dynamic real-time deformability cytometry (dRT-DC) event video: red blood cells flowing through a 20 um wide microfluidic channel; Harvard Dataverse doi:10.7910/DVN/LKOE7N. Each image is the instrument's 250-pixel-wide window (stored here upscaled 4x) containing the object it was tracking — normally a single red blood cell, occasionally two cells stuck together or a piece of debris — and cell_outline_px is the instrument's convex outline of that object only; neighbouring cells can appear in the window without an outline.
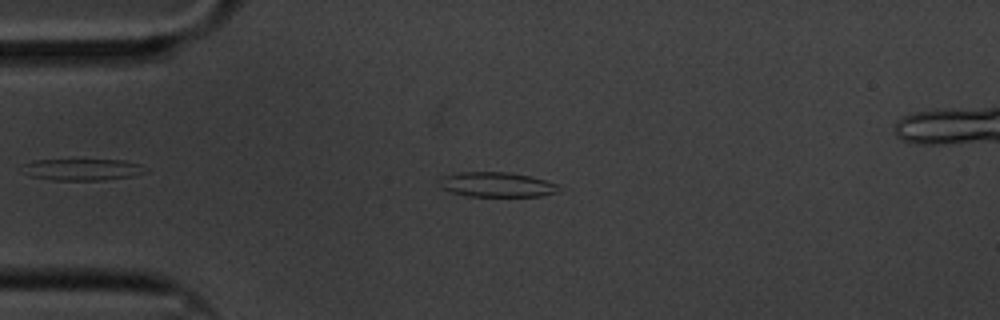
{"species": "common noctule bat (a hibernating species)", "species_latin": "Nyctalus noctula", "temperature_condition": "cold", "stored_images_in_passage": 47, "segment_of_instrument_passage": [1, 2], "camera_frame_rate_fps": 3000, "um_per_image_px": 0.085, "animal": {"sex": "male", "body_mass_g": 20.1, "forearm_length_mm": 53.5}, "frame": {"image": 1, "passage_image": 1, "time_ms": 0.0, "image_size_px": [1000, 320], "cell_outline_px": [[560, 188], [556, 192], [544, 196], [468, 196], [452, 192], [444, 188], [440, 180], [444, 176], [456, 172], [508, 172], [532, 176], [560, 184]], "centroid_in_image_um": [42.31, 15.68], "position_along_channel_um": 42.7, "area_um2": 17.22}}
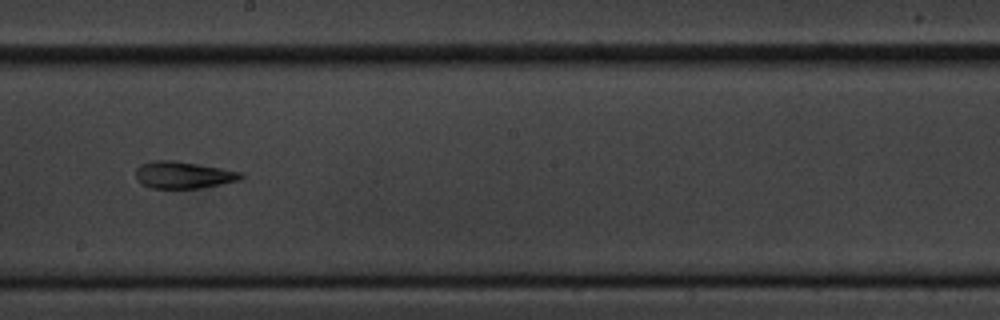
{"frame": {"image": 2, "passage_image": 20, "time_ms": 6.333, "image_size_px": [1000, 320], "cell_outline_px": [[244, 176], [240, 180], [200, 188], [152, 188], [136, 180], [136, 168], [140, 164], [152, 160], [172, 160], [244, 172]], "centroid_in_image_um": [15.57, 14.86], "position_along_channel_um": 232.6, "area_um2": 16.47}}
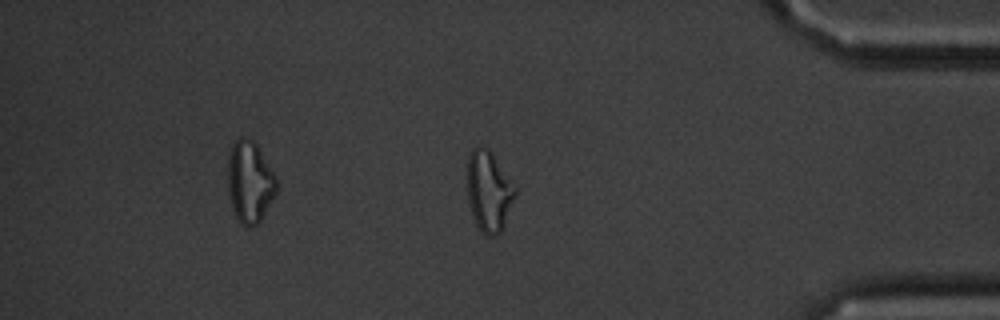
{"frame": {"image": 3, "passage_image": 37, "time_ms": 12.0, "image_size_px": [1000, 320], "cell_outline_px": [[516, 196], [504, 224], [500, 232], [496, 236], [488, 236], [480, 232], [472, 216], [468, 200], [468, 156], [472, 148], [480, 144], [488, 148], [492, 152], [516, 184]], "centroid_in_image_um": [41.57, 16.22], "position_along_channel_um": 393.6, "area_um2": 22.95}}